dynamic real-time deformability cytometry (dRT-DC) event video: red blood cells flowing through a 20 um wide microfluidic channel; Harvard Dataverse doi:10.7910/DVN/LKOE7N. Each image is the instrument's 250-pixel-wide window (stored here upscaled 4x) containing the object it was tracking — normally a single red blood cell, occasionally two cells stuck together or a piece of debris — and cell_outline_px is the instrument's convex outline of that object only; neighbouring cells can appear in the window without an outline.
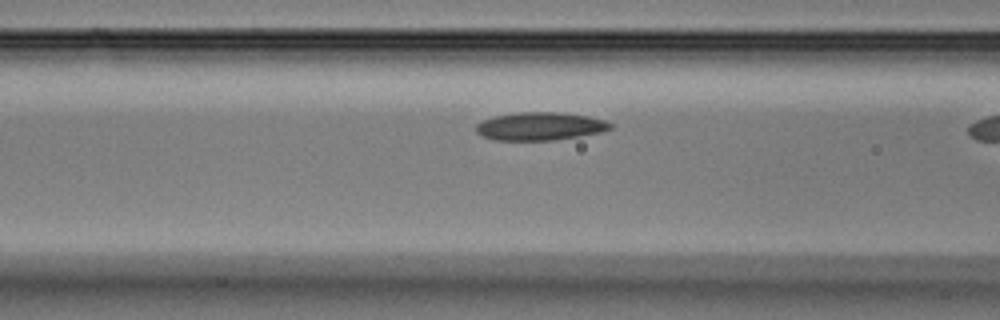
{"species": "Egyptian fruit bat (a non-hibernating species)", "species_latin": "Rousettus aegyptiacus", "temperature_condition": "warm", "stored_images_in_passage": 6, "camera_frame_rate_fps": 3000, "um_per_image_px": 0.085, "animal": {"sex": "male"}, "frame": {"image": 1, "passage_image": 5, "time_ms": 1.333, "image_size_px": [1000, 320], "cell_outline_px": [[612, 128], [604, 132], [580, 136], [552, 140], [492, 140], [476, 132], [476, 124], [484, 120], [496, 116], [520, 112], [560, 112], [588, 116], [604, 120], [612, 124]], "centroid_in_image_um": [45.93, 10.73], "position_along_channel_um": 120.7, "area_um2": 21.91}}